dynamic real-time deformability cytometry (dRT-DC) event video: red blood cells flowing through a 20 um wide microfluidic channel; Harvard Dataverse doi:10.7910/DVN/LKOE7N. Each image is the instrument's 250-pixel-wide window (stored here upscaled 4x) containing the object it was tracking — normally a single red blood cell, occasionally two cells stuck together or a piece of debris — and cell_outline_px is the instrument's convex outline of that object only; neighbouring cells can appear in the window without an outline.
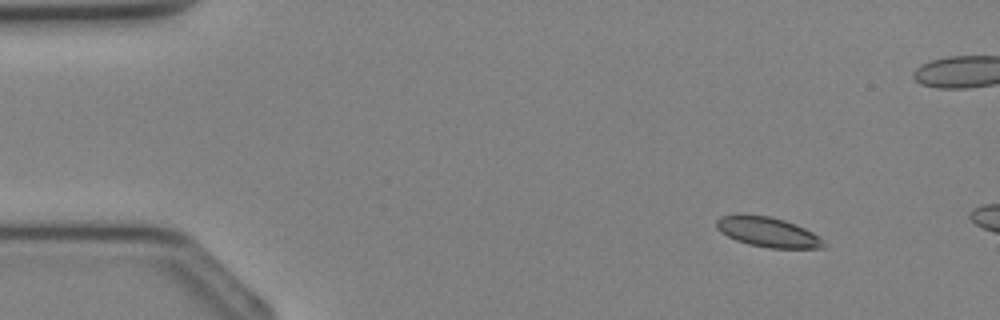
{"species": "Egyptian fruit bat (a non-hibernating species)", "species_latin": "Rousettus aegyptiacus", "temperature_condition": "cold", "stored_images_in_passage": 8, "camera_frame_rate_fps": 3000, "um_per_image_px": 0.085, "animal": {"sex": "female"}, "frame": {"image": 1, "passage_image": 4, "time_ms": 1.0, "image_size_px": [1000, 320], "cell_outline_px": [[828, 244], [824, 248], [768, 248], [748, 244], [736, 240], [720, 232], [716, 228], [716, 220], [720, 216], [768, 216], [784, 220], [796, 224], [812, 232]], "centroid_in_image_um": [65.3, 19.75], "position_along_channel_um": 19.7, "area_um2": 18.38}}